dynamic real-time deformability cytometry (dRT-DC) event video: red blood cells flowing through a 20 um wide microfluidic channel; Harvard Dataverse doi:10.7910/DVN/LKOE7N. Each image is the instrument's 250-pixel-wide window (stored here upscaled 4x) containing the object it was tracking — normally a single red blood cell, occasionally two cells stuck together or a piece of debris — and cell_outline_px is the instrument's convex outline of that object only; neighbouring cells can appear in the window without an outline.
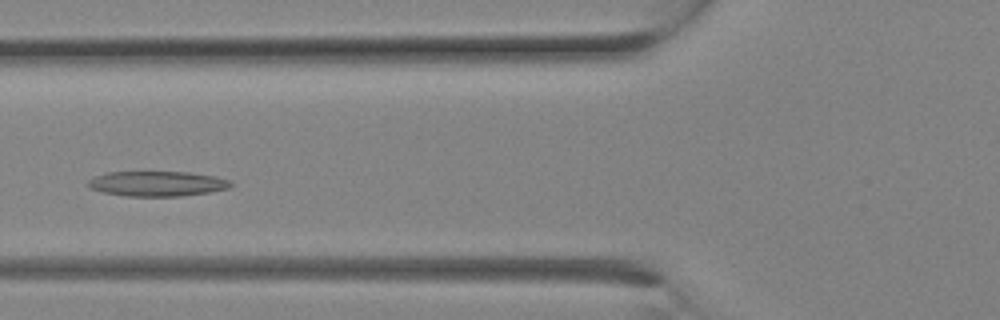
{"species": "Egyptian fruit bat (a non-hibernating species)", "species_latin": "Rousettus aegyptiacus", "temperature_condition": "room temperature", "stored_images_in_passage": 9, "camera_frame_rate_fps": 3000, "um_per_image_px": 0.085, "animal": {"sex": "female"}, "frame": {"image": 1, "passage_image": 8, "time_ms": 2.333, "image_size_px": [1000, 320], "cell_outline_px": [[232, 184], [228, 188], [208, 192], [180, 196], [124, 196], [104, 192], [88, 188], [88, 180], [92, 176], [108, 172], [188, 172], [212, 176], [228, 180]], "centroid_in_image_um": [13.28, 15.61], "position_along_channel_um": 112.5, "area_um2": 20.69}}